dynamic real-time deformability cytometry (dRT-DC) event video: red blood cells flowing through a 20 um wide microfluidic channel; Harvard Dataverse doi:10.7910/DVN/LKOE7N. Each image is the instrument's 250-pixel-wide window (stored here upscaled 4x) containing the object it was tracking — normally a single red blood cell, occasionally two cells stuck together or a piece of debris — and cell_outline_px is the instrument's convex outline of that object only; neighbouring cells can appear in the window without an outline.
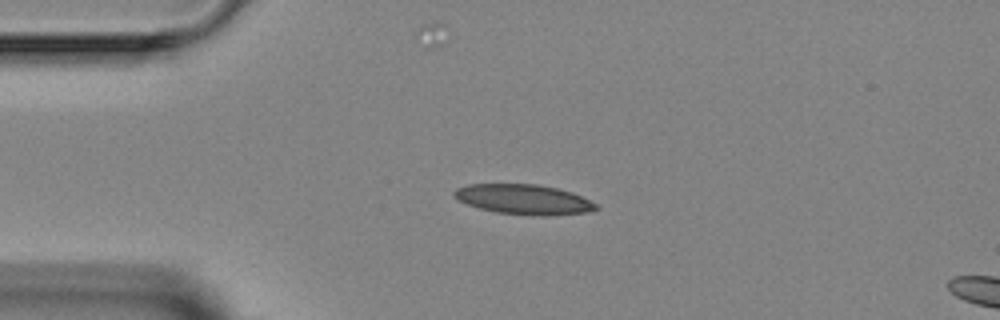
{"species": "Egyptian fruit bat (a non-hibernating species)", "species_latin": "Rousettus aegyptiacus", "temperature_condition": "room temperature", "stored_images_in_passage": 3, "camera_frame_rate_fps": 3000, "um_per_image_px": 0.085, "animal": {"sex": "female"}, "frame": {"image": 1, "passage_image": 2, "time_ms": 1.0, "image_size_px": [1000, 320], "cell_outline_px": [[600, 208], [588, 212], [544, 216], [496, 212], [480, 208], [468, 204], [452, 196], [452, 192], [456, 188], [468, 184], [536, 184], [560, 188], [572, 192], [596, 204]], "centroid_in_image_um": [44.51, 16.94], "position_along_channel_um": 40.5, "area_um2": 24.68}}